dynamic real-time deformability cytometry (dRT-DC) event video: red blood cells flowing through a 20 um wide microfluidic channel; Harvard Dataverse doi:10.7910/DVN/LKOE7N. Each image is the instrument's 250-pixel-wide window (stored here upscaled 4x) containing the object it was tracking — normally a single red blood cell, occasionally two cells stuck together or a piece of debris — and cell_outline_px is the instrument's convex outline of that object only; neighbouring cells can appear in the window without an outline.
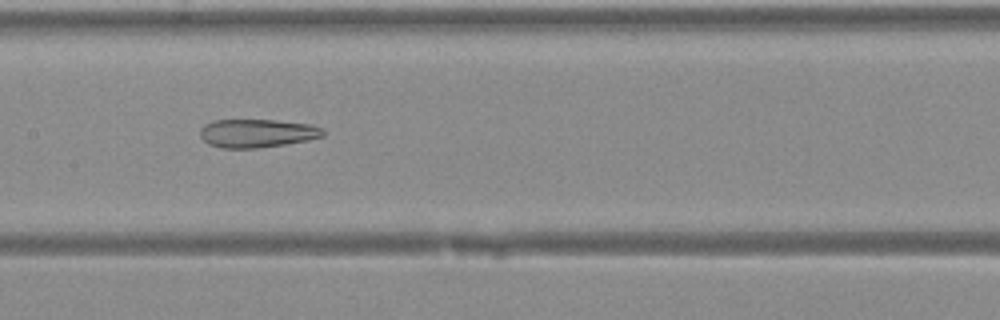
{"species": "Egyptian fruit bat (a non-hibernating species)", "species_latin": "Rousettus aegyptiacus", "temperature_condition": "warm", "stored_images_in_passage": 36, "camera_frame_rate_fps": 3000, "um_per_image_px": 0.085, "animal": {"sex": "female"}, "frame": {"image": 1, "passage_image": 16, "time_ms": 5.0, "image_size_px": [1000, 320], "cell_outline_px": [[324, 136], [284, 144], [256, 148], [220, 148], [208, 144], [200, 136], [200, 128], [204, 124], [212, 120], [272, 120], [312, 124], [324, 128]], "centroid_in_image_um": [21.82, 11.32], "position_along_channel_um": 185.6, "area_um2": 20.35}}
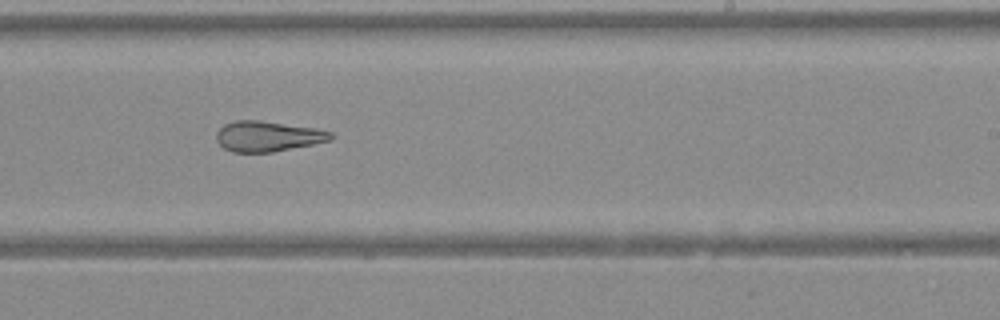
{"frame": {"image": 2, "passage_image": 21, "time_ms": 6.667, "image_size_px": [1000, 320], "cell_outline_px": [[332, 140], [272, 152], [232, 152], [224, 148], [216, 140], [216, 132], [224, 124], [236, 120], [256, 120], [316, 128], [332, 132]], "centroid_in_image_um": [22.73, 11.58], "position_along_channel_um": 266.3, "area_um2": 20.11}}
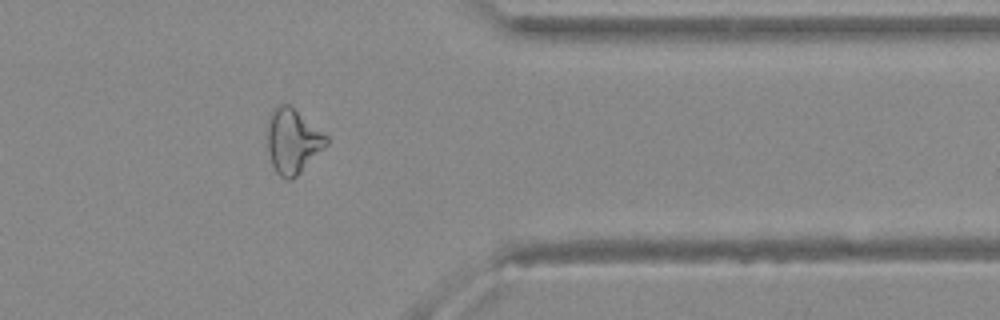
{"frame": {"image": 3, "passage_image": 29, "time_ms": 9.333, "image_size_px": [1000, 320], "cell_outline_px": [[328, 144], [292, 180], [288, 180], [280, 176], [276, 172], [272, 164], [268, 152], [268, 116], [272, 108], [280, 104], [288, 104], [328, 136]], "centroid_in_image_um": [24.86, 11.99], "position_along_channel_um": 386.5, "area_um2": 22.02}}